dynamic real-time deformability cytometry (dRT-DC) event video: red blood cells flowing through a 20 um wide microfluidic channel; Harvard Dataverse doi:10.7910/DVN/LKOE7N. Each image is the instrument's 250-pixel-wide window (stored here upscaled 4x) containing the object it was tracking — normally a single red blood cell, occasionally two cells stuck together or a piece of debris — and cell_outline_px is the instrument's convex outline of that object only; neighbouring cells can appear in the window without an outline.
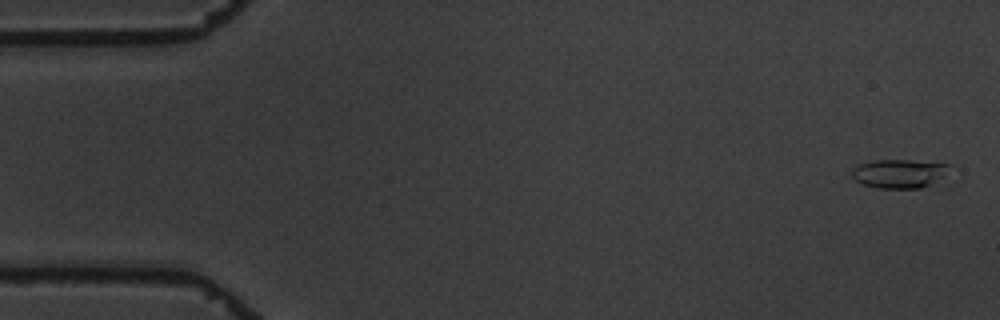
{"species": "common noctule bat (a hibernating species)", "species_latin": "Nyctalus noctula", "temperature_condition": "warm", "stored_images_in_passage": 5, "camera_frame_rate_fps": 3000, "um_per_image_px": 0.085, "animal": {"sex": "male", "body_mass_g": 19.5, "forearm_length_mm": 54.6}, "frame": {"image": 1, "passage_image": 1, "time_ms": 0.0, "image_size_px": [1000, 320], "cell_outline_px": [[948, 164], [940, 176], [928, 184], [920, 188], [880, 188], [864, 184], [856, 180], [852, 176], [852, 168], [860, 164], [876, 160], [908, 160]], "centroid_in_image_um": [76.31, 14.74], "position_along_channel_um": 8.7, "area_um2": 15.55}}
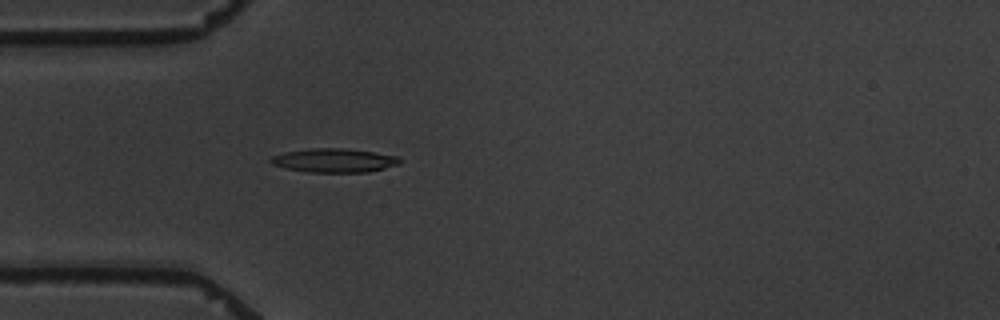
{"frame": {"image": 2, "passage_image": 5, "time_ms": 5.0, "image_size_px": [1000, 320], "cell_outline_px": [[400, 164], [368, 172], [308, 172], [284, 168], [272, 164], [268, 160], [272, 156], [284, 152], [312, 148], [344, 148], [400, 156]], "centroid_in_image_um": [28.39, 13.63], "position_along_channel_um": 56.6, "area_um2": 17.98}}